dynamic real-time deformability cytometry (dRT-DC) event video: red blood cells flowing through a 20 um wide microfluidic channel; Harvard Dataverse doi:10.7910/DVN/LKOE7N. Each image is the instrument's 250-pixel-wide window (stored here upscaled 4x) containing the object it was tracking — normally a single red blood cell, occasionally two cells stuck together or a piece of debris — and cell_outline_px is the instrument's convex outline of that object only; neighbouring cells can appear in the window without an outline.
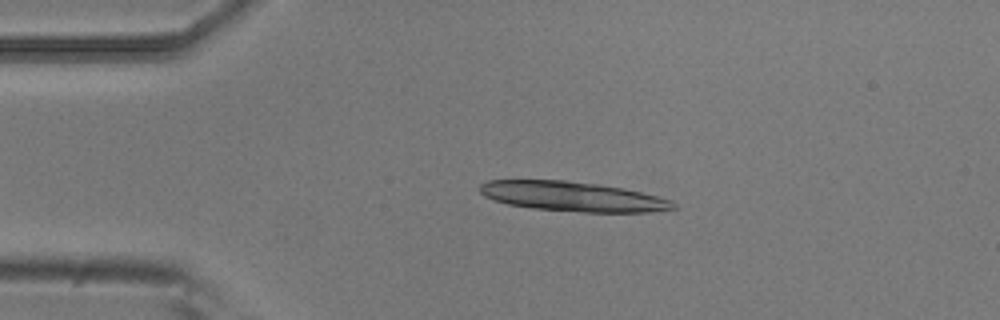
{"species": "common noctule bat (a hibernating species)", "species_latin": "Nyctalus noctula", "temperature_condition": "room temperature", "stored_images_in_passage": 4, "camera_frame_rate_fps": 3000, "um_per_image_px": 0.085, "animal": {"sex": "male", "body_mass_g": 20.5, "forearm_length_mm": 52.5}, "frame": {"image": 1, "passage_image": 3, "time_ms": 0.667, "image_size_px": [1000, 320], "cell_outline_px": [[676, 208], [648, 212], [584, 212], [532, 208], [508, 204], [484, 196], [480, 192], [480, 184], [488, 180], [564, 180], [600, 184], [624, 188], [672, 200], [676, 204]], "centroid_in_image_um": [48.68, 16.69], "position_along_channel_um": 36.3, "area_um2": 33.35}}